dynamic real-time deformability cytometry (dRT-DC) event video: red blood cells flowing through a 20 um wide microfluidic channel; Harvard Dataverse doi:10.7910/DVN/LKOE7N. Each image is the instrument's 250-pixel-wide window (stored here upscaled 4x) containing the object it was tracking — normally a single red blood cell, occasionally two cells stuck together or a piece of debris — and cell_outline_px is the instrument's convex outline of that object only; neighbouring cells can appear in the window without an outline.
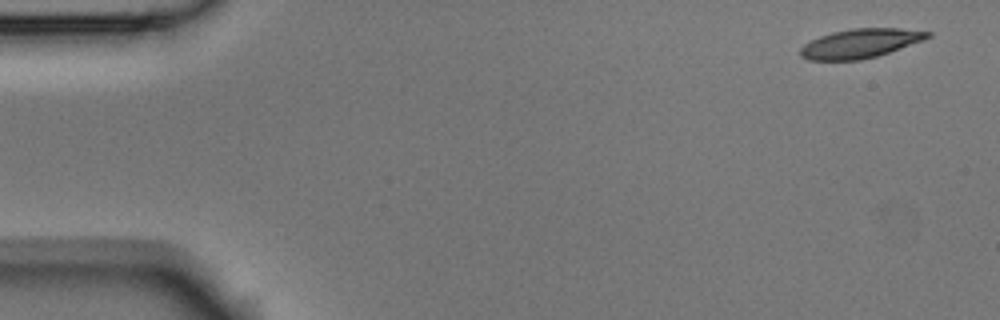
{"species": "Egyptian fruit bat (a non-hibernating species)", "species_latin": "Rousettus aegyptiacus", "temperature_condition": "room temperature", "stored_images_in_passage": 4, "camera_frame_rate_fps": 3000, "um_per_image_px": 0.085, "animal": {"sex": "male"}, "frame": {"image": 1, "passage_image": 1, "time_ms": 0.0, "image_size_px": [1000, 320], "cell_outline_px": [[932, 36], [924, 40], [876, 56], [860, 60], [808, 60], [800, 56], [800, 48], [804, 44], [820, 36], [832, 32], [852, 28], [900, 28], [932, 32]], "centroid_in_image_um": [73.12, 3.68], "position_along_channel_um": 11.9, "area_um2": 21.56}}
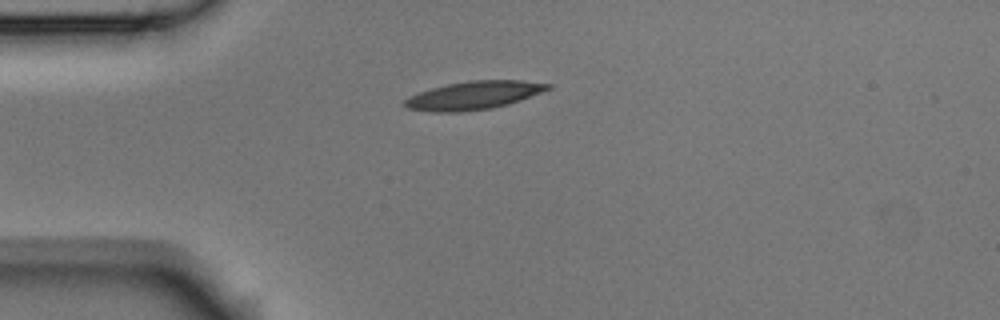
{"frame": {"image": 2, "passage_image": 4, "time_ms": 1.0, "image_size_px": [1000, 320], "cell_outline_px": [[552, 88], [520, 100], [508, 104], [492, 108], [460, 112], [432, 112], [408, 108], [404, 104], [404, 100], [408, 96], [432, 88], [448, 84], [472, 80], [524, 80], [552, 84]], "centroid_in_image_um": [40.29, 8.1], "position_along_channel_um": 44.7, "area_um2": 23.47}}